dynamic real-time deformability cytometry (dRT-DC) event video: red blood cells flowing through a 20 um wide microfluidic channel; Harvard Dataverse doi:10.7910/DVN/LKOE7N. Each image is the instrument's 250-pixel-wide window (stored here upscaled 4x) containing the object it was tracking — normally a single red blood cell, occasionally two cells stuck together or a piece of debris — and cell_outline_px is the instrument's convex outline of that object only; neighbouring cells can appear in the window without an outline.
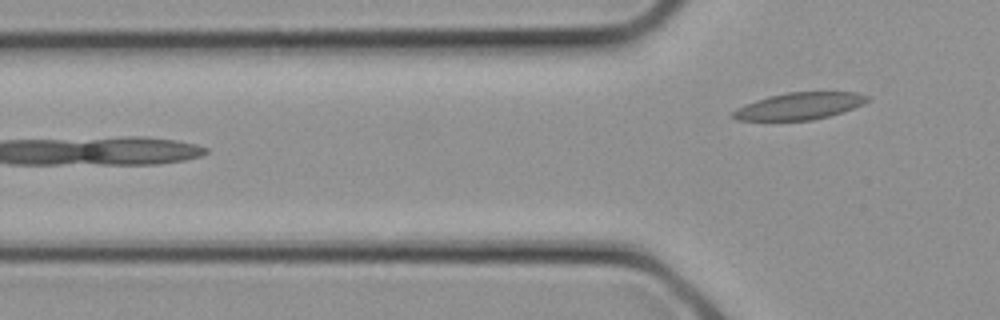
{"species": "common noctule bat (a hibernating species)", "species_latin": "Nyctalus noctula", "temperature_condition": "cold", "stored_images_in_passage": 10, "camera_frame_rate_fps": 3000, "um_per_image_px": 0.085, "animal": {"sex": "female", "body_mass_g": 21.9}, "frame": {"image": 1, "passage_image": 10, "time_ms": 3.0, "image_size_px": [1000, 320], "cell_outline_px": [[868, 100], [852, 108], [828, 116], [812, 120], [736, 120], [732, 116], [732, 112], [736, 108], [756, 100], [768, 96], [788, 92], [856, 92], [868, 96]], "centroid_in_image_um": [67.9, 9.01], "position_along_channel_um": 57.9, "area_um2": 20.75}}